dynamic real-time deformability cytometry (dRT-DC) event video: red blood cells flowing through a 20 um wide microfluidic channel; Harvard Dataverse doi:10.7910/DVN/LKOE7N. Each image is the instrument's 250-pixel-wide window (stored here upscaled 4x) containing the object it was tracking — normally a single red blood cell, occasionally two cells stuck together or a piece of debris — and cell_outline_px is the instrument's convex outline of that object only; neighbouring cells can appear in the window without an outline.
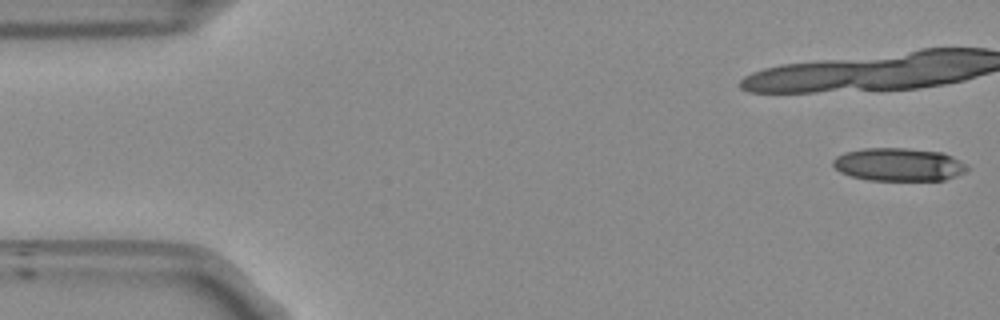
{"species": "Egyptian fruit bat (a non-hibernating species)", "species_latin": "Rousettus aegyptiacus", "temperature_condition": "room temperature", "stored_images_in_passage": 18, "camera_frame_rate_fps": 3000, "um_per_image_px": 0.085, "frame": {"image": 1, "passage_image": 1, "time_ms": 0.0, "image_size_px": [1000, 320], "cell_outline_px": [[968, 168], [964, 172], [944, 180], [868, 180], [852, 176], [840, 172], [832, 164], [832, 160], [836, 156], [844, 152], [864, 148], [904, 148], [944, 152], [968, 164]], "centroid_in_image_um": [76.39, 13.97], "position_along_channel_um": 8.6, "area_um2": 25.89}}